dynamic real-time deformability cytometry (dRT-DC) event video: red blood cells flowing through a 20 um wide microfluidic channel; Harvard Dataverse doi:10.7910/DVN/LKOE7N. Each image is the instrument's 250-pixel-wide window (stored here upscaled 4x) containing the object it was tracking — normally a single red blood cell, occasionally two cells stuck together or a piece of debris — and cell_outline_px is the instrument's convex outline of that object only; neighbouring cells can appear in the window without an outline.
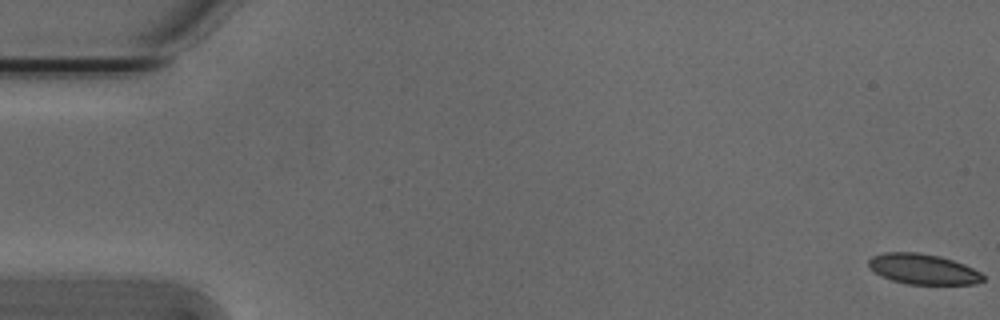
{"species": "Egyptian fruit bat (a non-hibernating species)", "species_latin": "Rousettus aegyptiacus", "temperature_condition": "cold", "stored_images_in_passage": 55, "camera_frame_rate_fps": 3000, "um_per_image_px": 0.085, "animal": {"sex": "male"}, "frame": {"image": 1, "passage_image": 1, "time_ms": 0.0, "image_size_px": [1000, 320], "cell_outline_px": [[984, 280], [976, 284], [908, 284], [892, 280], [880, 276], [868, 268], [868, 260], [872, 256], [884, 252], [916, 252], [940, 256], [964, 264], [980, 272], [984, 276]], "centroid_in_image_um": [78.42, 22.87], "position_along_channel_um": 6.6, "area_um2": 20.35}}
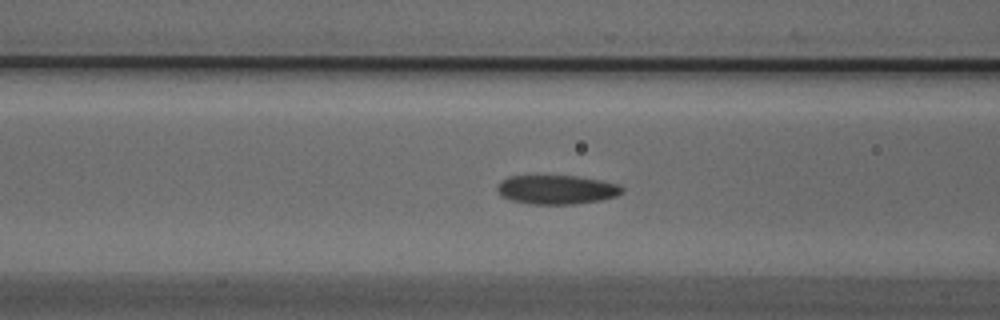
{"frame": {"image": 2, "passage_image": 22, "time_ms": 7.0, "image_size_px": [1000, 320], "cell_outline_px": [[624, 192], [616, 196], [600, 200], [576, 204], [528, 204], [512, 200], [500, 196], [496, 188], [500, 180], [508, 176], [576, 176], [600, 180], [620, 184], [624, 188]], "centroid_in_image_um": [47.31, 16.12], "position_along_channel_um": 119.3, "area_um2": 21.33}}
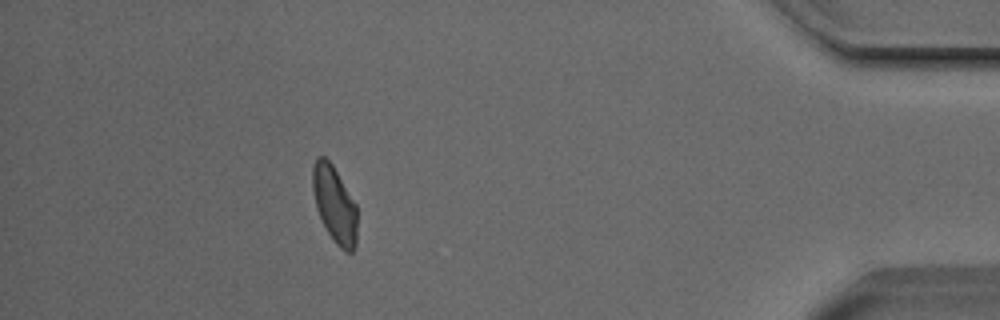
{"frame": {"image": 3, "passage_image": 49, "time_ms": 16.0, "image_size_px": [1000, 320], "cell_outline_px": [[356, 248], [352, 252], [344, 252], [332, 240], [316, 208], [312, 188], [312, 168], [316, 156], [324, 156], [332, 164], [356, 204]], "centroid_in_image_um": [28.43, 17.38], "position_along_channel_um": 406.8, "area_um2": 19.88}, "authors_computed_cell_mechanics": {"area_um2": 21.097, "velocity_mm_per_s": 3.802, "shape_relaxation_time_tau1_ms": 4.212, "shape_relaxation_time_tau2_ms": 2.7453, "deformation_change_tau1": 0.1151, "deformation_change_tau2": 0.0804}}